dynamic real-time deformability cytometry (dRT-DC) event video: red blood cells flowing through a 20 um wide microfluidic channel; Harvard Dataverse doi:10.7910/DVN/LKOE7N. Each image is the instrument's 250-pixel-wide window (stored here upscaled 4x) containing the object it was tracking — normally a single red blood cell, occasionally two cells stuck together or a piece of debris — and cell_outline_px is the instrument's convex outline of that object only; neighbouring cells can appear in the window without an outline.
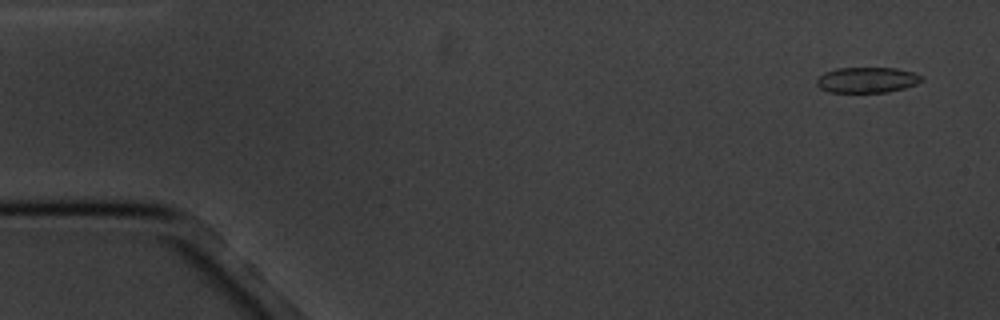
{"species": "common noctule bat (a hibernating species)", "species_latin": "Nyctalus noctula", "temperature_condition": "cold", "stored_images_in_passage": 7, "camera_frame_rate_fps": 3000, "um_per_image_px": 0.085, "animal": {"sex": "male", "body_mass_g": 20.1, "forearm_length_mm": 53.5}, "frame": {"image": 1, "passage_image": 1, "time_ms": 0.0, "image_size_px": [1000, 320], "cell_outline_px": [[924, 80], [916, 84], [904, 88], [888, 92], [828, 92], [820, 88], [816, 84], [816, 80], [824, 72], [836, 68], [896, 68], [912, 72], [920, 76]], "centroid_in_image_um": [73.67, 6.79], "position_along_channel_um": 11.3, "area_um2": 15.61}}
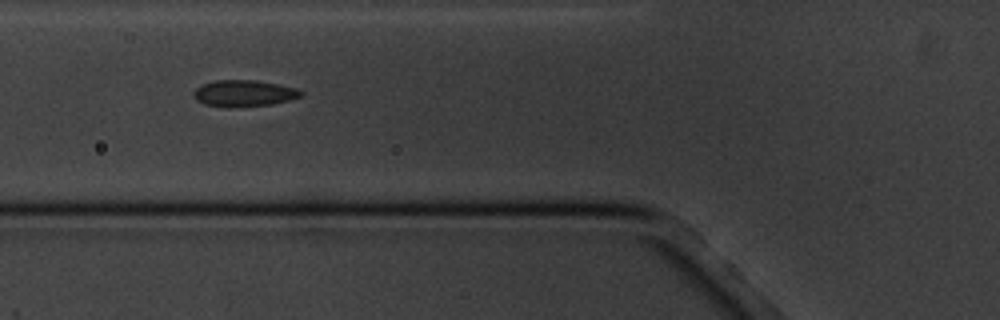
{"frame": {"image": 2, "passage_image": 6, "time_ms": 6.0, "image_size_px": [1000, 320], "cell_outline_px": [[304, 96], [272, 104], [228, 108], [224, 108], [204, 104], [196, 100], [192, 96], [196, 88], [204, 84], [216, 80], [256, 80], [296, 88], [304, 92]], "centroid_in_image_um": [20.73, 7.94], "position_along_channel_um": 105.1, "area_um2": 16.65}}
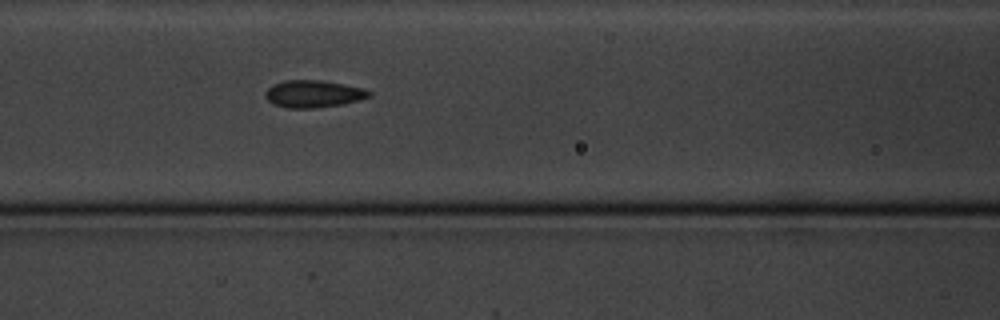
{"frame": {"image": 3, "passage_image": 7, "time_ms": 7.0, "image_size_px": [1000, 320], "cell_outline_px": [[372, 96], [360, 100], [340, 104], [312, 108], [288, 108], [272, 104], [264, 96], [264, 92], [272, 84], [284, 80], [320, 80], [344, 84], [364, 88], [372, 92]], "centroid_in_image_um": [26.62, 7.97], "position_along_channel_um": 140.0, "area_um2": 16.59}}